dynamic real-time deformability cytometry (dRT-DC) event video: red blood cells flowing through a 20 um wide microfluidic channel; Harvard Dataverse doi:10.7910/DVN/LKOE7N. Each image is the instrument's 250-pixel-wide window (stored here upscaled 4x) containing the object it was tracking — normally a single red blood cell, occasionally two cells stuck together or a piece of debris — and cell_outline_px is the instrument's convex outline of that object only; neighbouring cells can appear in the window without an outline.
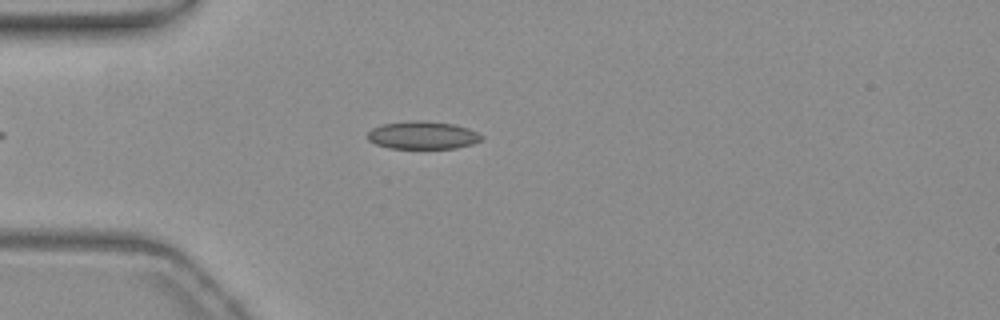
{"species": "common noctule bat (a hibernating species)", "species_latin": "Nyctalus noctula", "temperature_condition": "warm", "stored_images_in_passage": 36, "camera_frame_rate_fps": 3000, "um_per_image_px": 0.085, "animal": {"sex": "female", "body_mass_g": 19.3, "forearm_length_mm": 54.1}, "frame": {"image": 1, "passage_image": 5, "time_ms": 1.333, "image_size_px": [1000, 320], "cell_outline_px": [[484, 140], [472, 144], [456, 148], [388, 148], [376, 144], [368, 140], [368, 132], [372, 128], [380, 124], [416, 120], [420, 120], [452, 124], [468, 128], [484, 136]], "centroid_in_image_um": [35.93, 11.49], "position_along_channel_um": 49.1, "area_um2": 18.5}}
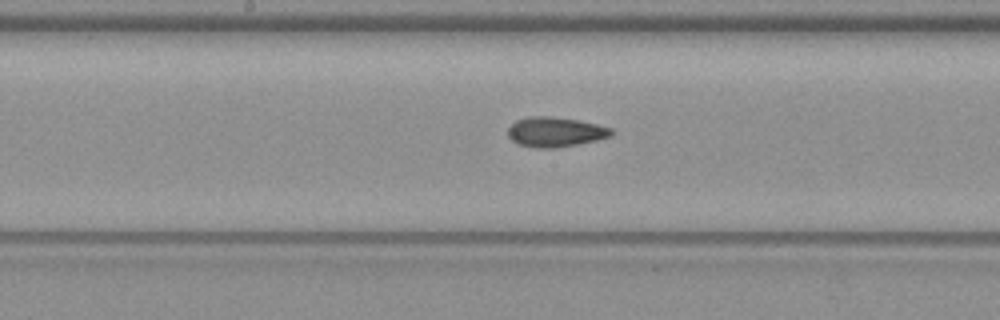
{"frame": {"image": 2, "passage_image": 18, "time_ms": 5.667, "image_size_px": [1000, 320], "cell_outline_px": [[612, 136], [596, 140], [556, 148], [536, 148], [516, 144], [508, 136], [508, 128], [516, 120], [528, 116], [552, 116], [576, 120], [596, 124], [612, 128]], "centroid_in_image_um": [47.16, 11.22], "position_along_channel_um": 201.0, "area_um2": 17.98}}
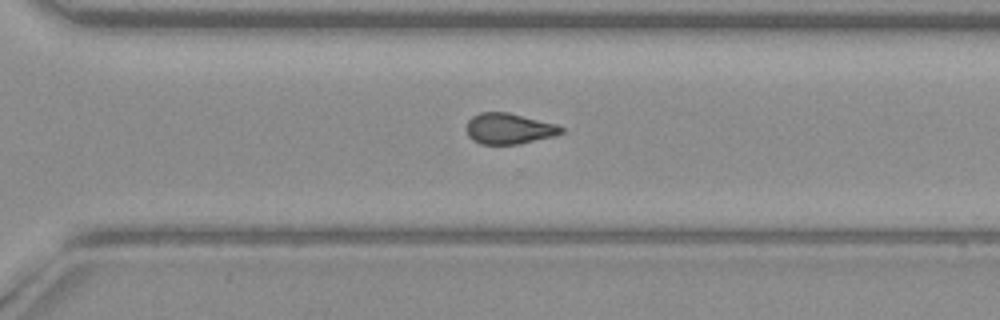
{"frame": {"image": 3, "passage_image": 28, "time_ms": 9.0, "image_size_px": [1000, 320], "cell_outline_px": [[564, 132], [552, 136], [520, 144], [480, 144], [472, 140], [468, 136], [464, 128], [468, 120], [472, 116], [480, 112], [508, 112], [556, 124], [564, 128]], "centroid_in_image_um": [43.21, 10.93], "position_along_channel_um": 327.4, "area_um2": 17.17}, "authors_computed_cell_mechanics": {"area_um2": 17.7446, "velocity_mm_per_s": 3.8103, "shape_relaxation_time_tau1_ms": null, "shape_relaxation_time_tau2_ms": 5.8542, "deformation_change_tau1": null, "deformation_change_tau2": 0.1311}}